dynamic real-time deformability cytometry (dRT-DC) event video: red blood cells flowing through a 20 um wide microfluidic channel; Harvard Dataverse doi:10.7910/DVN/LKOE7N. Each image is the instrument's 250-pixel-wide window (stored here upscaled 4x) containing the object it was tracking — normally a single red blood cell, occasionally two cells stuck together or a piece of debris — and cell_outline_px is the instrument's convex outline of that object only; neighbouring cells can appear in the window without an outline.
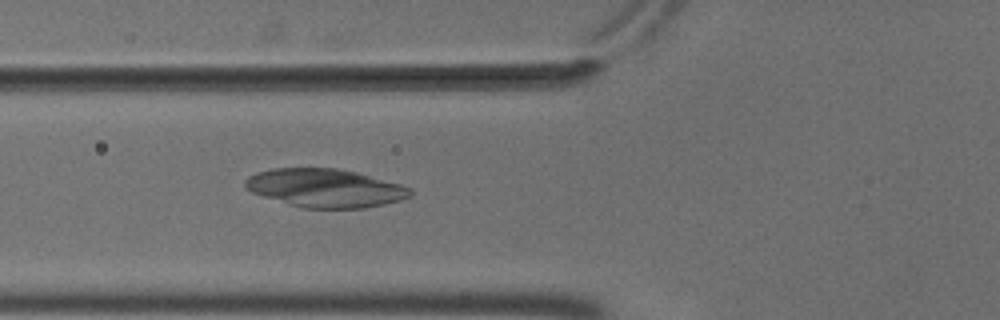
{"species": "common noctule bat (a hibernating species)", "species_latin": "Nyctalus noctula", "temperature_condition": "cold", "stored_images_in_passage": 56, "camera_frame_rate_fps": 3000, "um_per_image_px": 0.085, "animal": {"sex": "male", "body_mass_g": 18.8}, "frame": {"image": 1, "passage_image": 22, "time_ms": 7.0, "image_size_px": [1000, 320], "cell_outline_px": [[412, 196], [400, 200], [384, 204], [364, 208], [304, 208], [288, 204], [252, 192], [244, 188], [244, 180], [248, 176], [256, 172], [272, 168], [336, 168], [356, 172], [400, 184], [412, 188]], "centroid_in_image_um": [27.62, 15.98], "position_along_channel_um": 98.2, "area_um2": 36.93}}
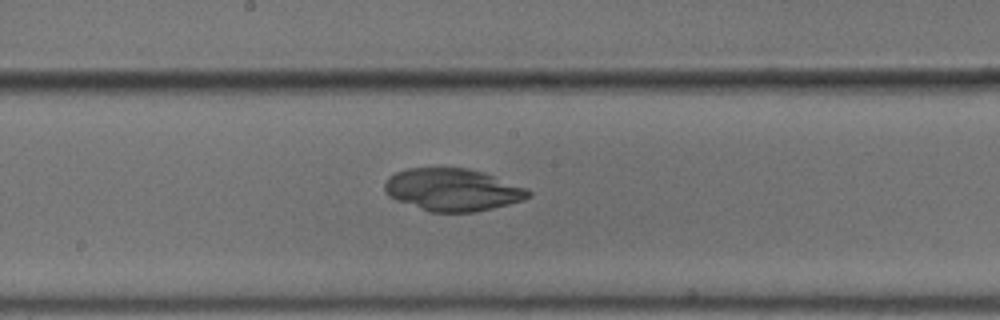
{"frame": {"image": 2, "passage_image": 31, "time_ms": 10.0, "image_size_px": [1000, 320], "cell_outline_px": [[532, 196], [524, 200], [492, 208], [472, 212], [432, 212], [396, 200], [388, 196], [384, 188], [384, 184], [388, 176], [396, 172], [408, 168], [468, 168], [484, 172], [528, 188], [532, 192]], "centroid_in_image_um": [38.49, 16.12], "position_along_channel_um": 209.7, "area_um2": 35.6}}
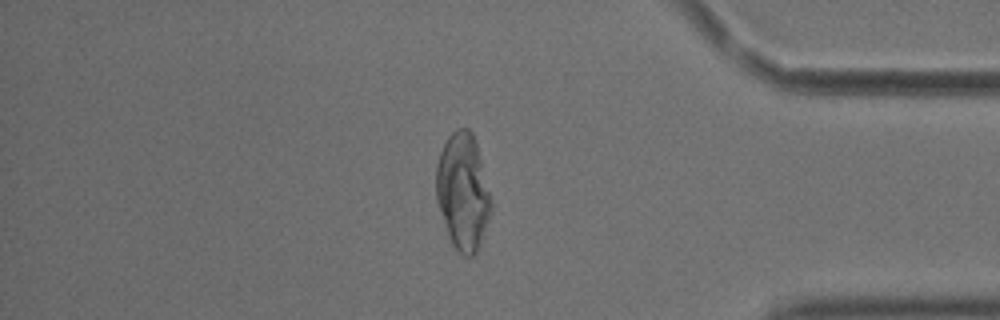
{"frame": {"image": 3, "passage_image": 48, "time_ms": 15.667, "image_size_px": [1000, 320], "cell_outline_px": [[492, 208], [480, 244], [476, 252], [472, 256], [464, 256], [452, 244], [448, 236], [436, 200], [436, 164], [440, 152], [448, 136], [456, 128], [468, 128], [472, 132], [476, 140], [492, 200]], "centroid_in_image_um": [39.34, 16.26], "position_along_channel_um": 395.9, "area_um2": 37.45}}